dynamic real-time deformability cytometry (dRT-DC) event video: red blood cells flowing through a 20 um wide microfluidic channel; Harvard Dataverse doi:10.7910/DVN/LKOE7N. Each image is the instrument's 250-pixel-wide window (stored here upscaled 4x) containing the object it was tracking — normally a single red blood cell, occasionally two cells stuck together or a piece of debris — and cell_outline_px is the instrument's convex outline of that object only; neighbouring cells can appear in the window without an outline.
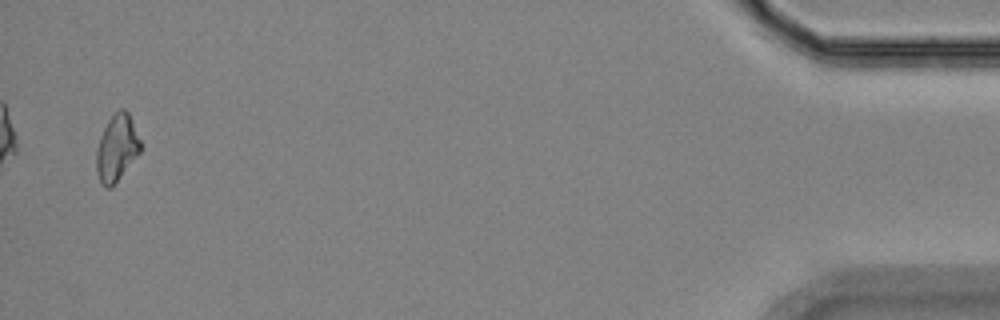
{"species": "Egyptian fruit bat (a non-hibernating species)", "species_latin": "Rousettus aegyptiacus", "temperature_condition": "room temperature", "stored_images_in_passage": 15, "camera_frame_rate_fps": 3000, "um_per_image_px": 0.085, "animal": {"sex": "female"}, "frame": {"image": 1, "passage_image": 15, "time_ms": 18.0, "image_size_px": [1000, 320], "cell_outline_px": [[140, 152], [112, 188], [104, 188], [100, 184], [96, 168], [96, 148], [104, 128], [108, 120], [120, 108], [124, 108], [128, 112], [140, 140]], "centroid_in_image_um": [9.9, 12.62], "position_along_channel_um": 425.3, "area_um2": 17.05}, "authors_computed_cell_mechanics": {"area_um2": 18.2648, "velocity_mm_per_s": 3.5322, "shape_relaxation_time_tau1_ms": 4.5548, "shape_relaxation_time_tau2_ms": 3.7491, "deformation_change_tau1": 0.095, "deformation_change_tau2": 0.1051}}